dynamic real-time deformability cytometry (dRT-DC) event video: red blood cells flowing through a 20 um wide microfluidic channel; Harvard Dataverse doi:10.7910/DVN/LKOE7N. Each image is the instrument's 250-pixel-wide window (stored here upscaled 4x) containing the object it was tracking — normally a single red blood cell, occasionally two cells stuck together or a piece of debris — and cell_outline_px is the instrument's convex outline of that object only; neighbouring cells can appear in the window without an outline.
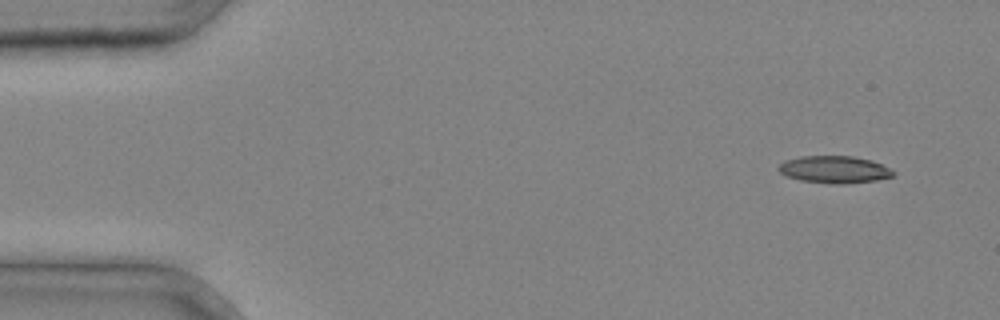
{"species": "common noctule bat (a hibernating species)", "species_latin": "Nyctalus noctula", "temperature_condition": "cold", "stored_images_in_passage": 35, "camera_frame_rate_fps": 3000, "um_per_image_px": 0.085, "animal": {"sex": "male", "body_mass_g": 20.4}, "frame": {"image": 1, "passage_image": 1, "time_ms": 0.0, "image_size_px": [1000, 320], "cell_outline_px": [[896, 172], [892, 176], [876, 180], [844, 184], [828, 184], [800, 180], [788, 176], [780, 172], [776, 168], [784, 160], [800, 156], [852, 156], [872, 160]], "centroid_in_image_um": [70.89, 14.41], "position_along_channel_um": 14.1, "area_um2": 18.21}}
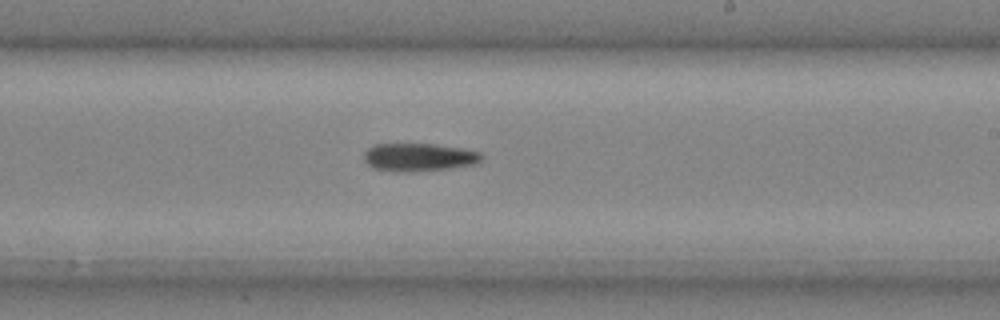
{"frame": {"image": 2, "passage_image": 21, "time_ms": 6.667, "image_size_px": [1000, 320], "cell_outline_px": [[484, 156], [476, 164], [448, 168], [372, 168], [364, 160], [364, 152], [372, 144], [432, 144], [464, 148], [480, 152]], "centroid_in_image_um": [35.66, 13.28], "position_along_channel_um": 253.3, "area_um2": 18.03}}
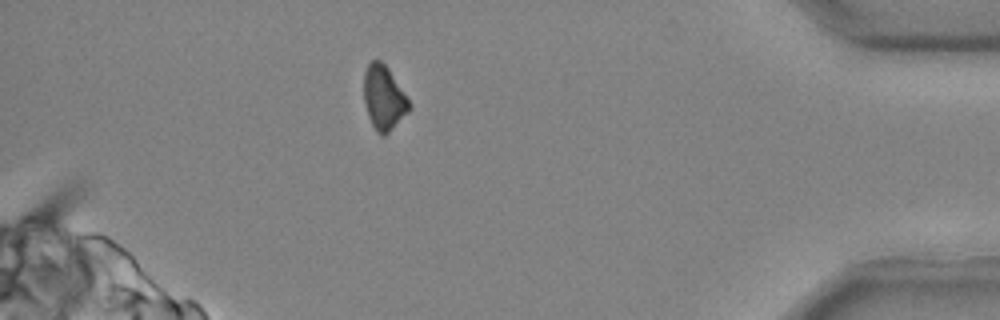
{"frame": {"image": 3, "passage_image": 32, "time_ms": 10.333, "image_size_px": [1000, 320], "cell_outline_px": [[412, 108], [384, 136], [380, 136], [376, 132], [368, 116], [364, 100], [364, 72], [368, 64], [372, 60], [380, 60], [388, 68], [412, 104]], "centroid_in_image_um": [32.62, 8.32], "position_along_channel_um": 402.6, "area_um2": 16.94}}